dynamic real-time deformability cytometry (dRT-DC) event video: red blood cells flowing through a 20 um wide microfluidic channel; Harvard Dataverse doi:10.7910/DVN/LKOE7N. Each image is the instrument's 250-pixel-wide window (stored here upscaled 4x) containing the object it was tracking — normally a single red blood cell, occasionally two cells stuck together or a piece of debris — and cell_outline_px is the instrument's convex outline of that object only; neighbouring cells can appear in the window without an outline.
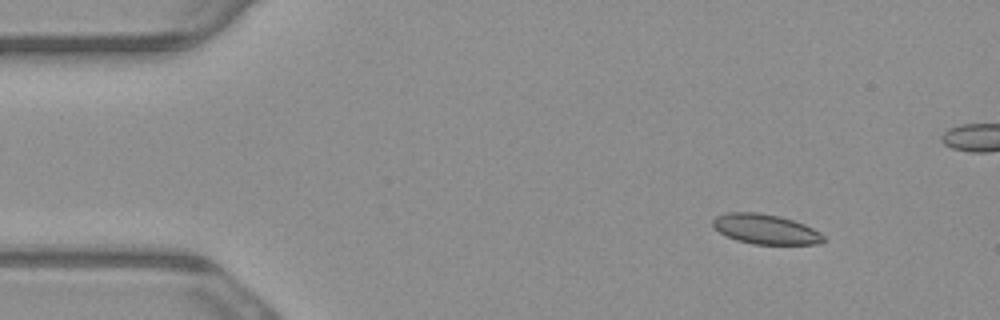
{"species": "common noctule bat (a hibernating species)", "species_latin": "Nyctalus noctula", "temperature_condition": "warm", "stored_images_in_passage": 6, "segment_of_instrument_passage": [1, 2], "camera_frame_rate_fps": 3000, "um_per_image_px": 0.085, "animal": {"sex": "male", "body_mass_g": 23.1, "forearm_length_mm": 52.7}, "frame": {"image": 1, "passage_image": 2, "time_ms": 0.333, "image_size_px": [1000, 320], "cell_outline_px": [[824, 240], [816, 244], [752, 244], [736, 240], [720, 232], [712, 224], [712, 220], [716, 216], [728, 212], [756, 212], [780, 216], [804, 224], [820, 232], [824, 236]], "centroid_in_image_um": [65.06, 19.47], "position_along_channel_um": 19.9, "area_um2": 19.13}}
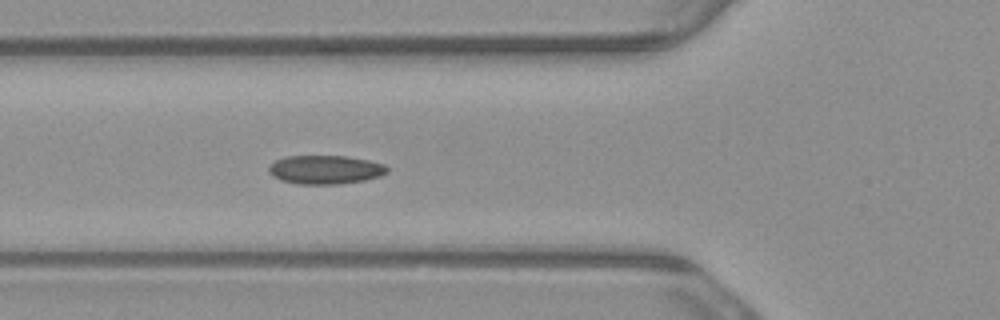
{"frame": {"image": 2, "passage_image": 5, "time_ms": 1.333, "image_size_px": [1000, 320], "cell_outline_px": [[388, 172], [380, 176], [364, 180], [340, 184], [296, 184], [280, 180], [272, 176], [268, 172], [268, 168], [276, 160], [284, 156], [344, 156], [368, 160], [384, 164], [388, 168]], "centroid_in_image_um": [27.63, 14.42], "position_along_channel_um": 98.2, "area_um2": 19.88}}